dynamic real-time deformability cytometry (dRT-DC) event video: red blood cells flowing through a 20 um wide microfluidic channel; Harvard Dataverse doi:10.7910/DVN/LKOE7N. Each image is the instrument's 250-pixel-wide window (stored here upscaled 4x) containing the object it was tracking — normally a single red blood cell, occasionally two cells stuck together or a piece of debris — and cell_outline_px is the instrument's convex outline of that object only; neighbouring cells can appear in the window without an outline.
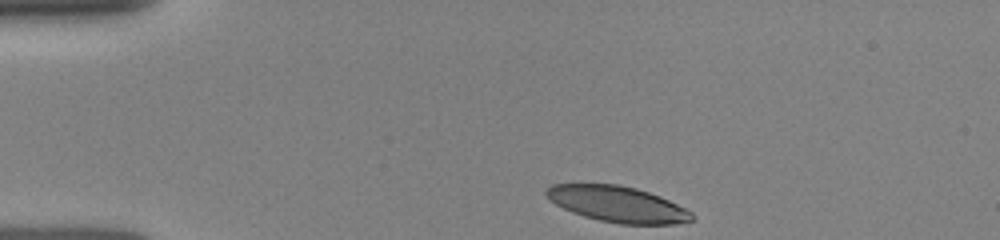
{"species": "human", "species_latin": "Homo sapiens", "temperature_condition": "room temperature", "stored_images_in_passage": 63, "camera_frame_rate_fps": 3000, "um_per_image_px": 0.085, "donor": {"sex": "female"}, "frame": {"image": 1, "passage_image": 1, "time_ms": 0.0, "image_size_px": [1000, 240], "cell_outline_px": [[696, 216], [692, 220], [672, 224], [620, 224], [600, 220], [584, 216], [572, 212], [548, 200], [544, 192], [552, 184], [616, 184], [636, 188], [660, 196], [692, 212]], "centroid_in_image_um": [52.48, 17.35], "position_along_channel_um": 32.5, "area_um2": 30.29}}
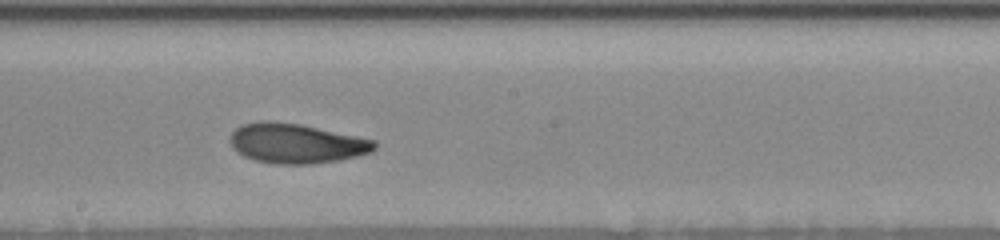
{"frame": {"image": 2, "passage_image": 36, "time_ms": 6.0, "image_size_px": [1000, 240], "cell_outline_px": [[376, 148], [372, 152], [356, 156], [336, 160], [312, 164], [272, 164], [256, 160], [244, 156], [236, 152], [232, 148], [228, 140], [232, 132], [240, 124], [260, 120], [268, 120], [300, 124], [376, 140]], "centroid_in_image_um": [25.13, 12.18], "position_along_channel_um": 223.1, "area_um2": 33.7}}
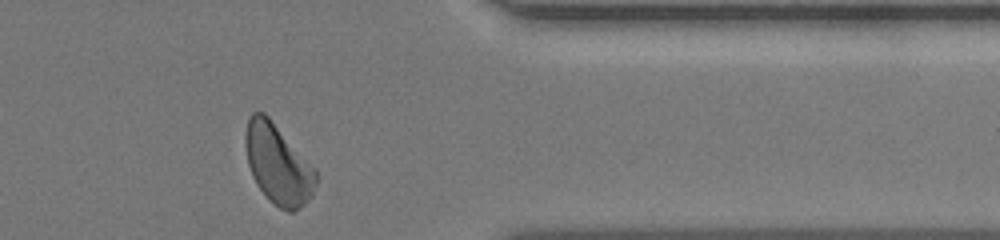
{"frame": {"image": 3, "passage_image": 62, "time_ms": 10.333, "image_size_px": [1000, 240], "cell_outline_px": [[316, 184], [312, 196], [300, 208], [292, 212], [288, 212], [280, 208], [268, 200], [256, 184], [252, 176], [248, 164], [244, 144], [244, 136], [248, 120], [252, 112], [264, 112], [268, 116], [316, 168]], "centroid_in_image_um": [23.62, 13.97], "position_along_channel_um": 387.8, "area_um2": 33.0}}